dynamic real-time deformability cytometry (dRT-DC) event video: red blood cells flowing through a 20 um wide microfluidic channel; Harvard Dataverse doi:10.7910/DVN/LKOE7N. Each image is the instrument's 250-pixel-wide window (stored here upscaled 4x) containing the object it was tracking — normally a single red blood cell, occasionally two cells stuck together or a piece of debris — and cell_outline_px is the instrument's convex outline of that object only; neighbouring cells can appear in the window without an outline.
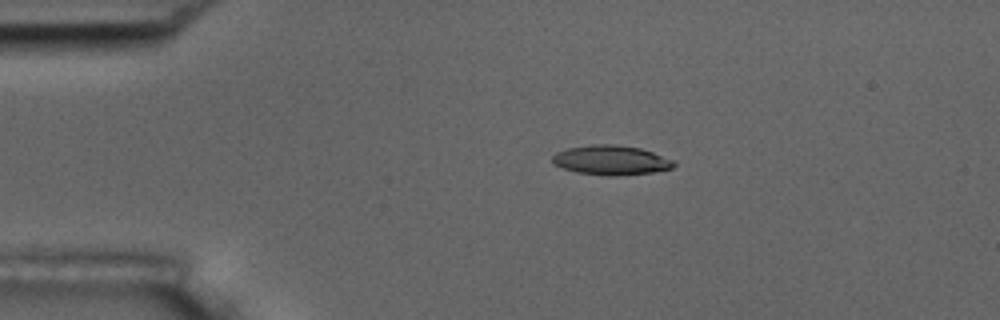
{"species": "common noctule bat (a hibernating species)", "species_latin": "Nyctalus noctula", "temperature_condition": "room temperature", "stored_images_in_passage": 6, "camera_frame_rate_fps": 3000, "um_per_image_px": 0.085, "animal": {"sex": "male", "body_mass_g": 17.5, "forearm_length_mm": 52.3}, "frame": {"image": 1, "passage_image": 1, "time_ms": 0.0, "image_size_px": [1000, 320], "cell_outline_px": [[676, 164], [672, 168], [652, 172], [608, 176], [576, 172], [552, 164], [552, 156], [556, 152], [568, 148], [592, 144], [612, 144], [640, 148], [676, 160]], "centroid_in_image_um": [51.93, 13.61], "position_along_channel_um": 33.1, "area_um2": 20.87}}
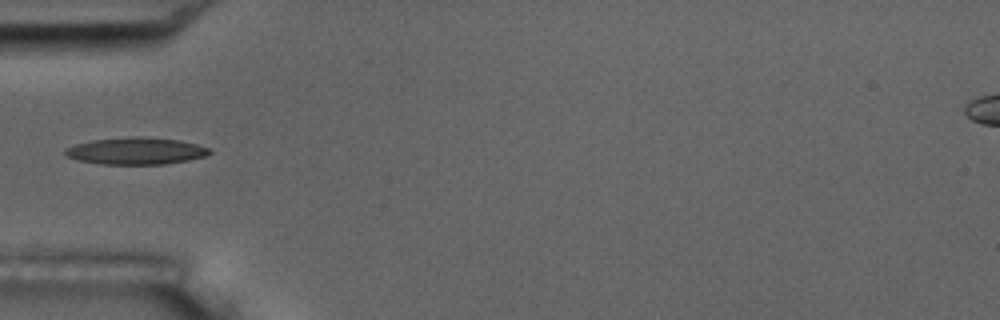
{"frame": {"image": 2, "passage_image": 3, "time_ms": 2.333, "image_size_px": [1000, 320], "cell_outline_px": [[212, 152], [208, 156], [188, 160], [164, 164], [100, 164], [80, 160], [64, 156], [64, 148], [76, 144], [92, 140], [136, 136], [180, 140], [212, 148]], "centroid_in_image_um": [11.58, 12.83], "position_along_channel_um": 73.4, "area_um2": 22.77}}
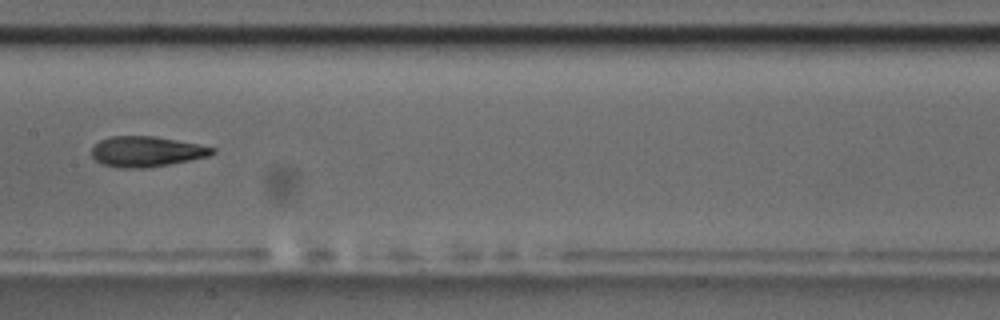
{"frame": {"image": 3, "passage_image": 6, "time_ms": 5.667, "image_size_px": [1000, 320], "cell_outline_px": [[216, 152], [208, 156], [192, 160], [148, 168], [120, 168], [104, 164], [96, 160], [92, 156], [92, 148], [100, 140], [112, 136], [152, 136], [176, 140], [216, 148]], "centroid_in_image_um": [12.46, 12.89], "position_along_channel_um": 194.9, "area_um2": 21.27}}